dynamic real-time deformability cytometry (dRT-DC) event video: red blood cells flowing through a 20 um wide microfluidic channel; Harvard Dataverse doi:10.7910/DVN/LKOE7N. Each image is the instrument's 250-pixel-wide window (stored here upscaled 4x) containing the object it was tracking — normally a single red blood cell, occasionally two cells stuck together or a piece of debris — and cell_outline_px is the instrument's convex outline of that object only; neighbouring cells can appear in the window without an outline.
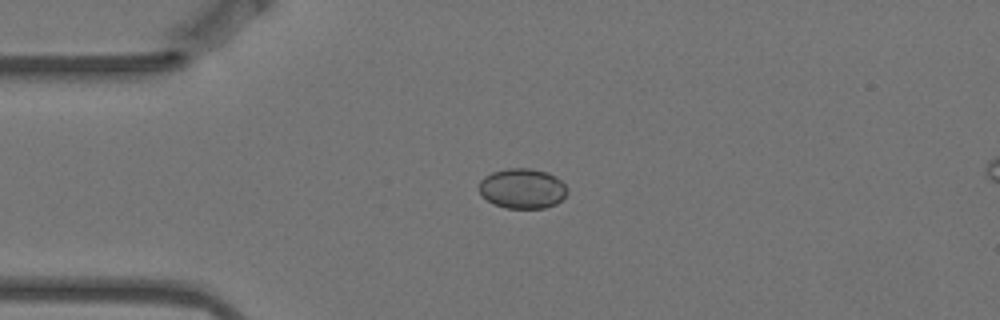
{"species": "Egyptian fruit bat (a non-hibernating species)", "species_latin": "Rousettus aegyptiacus", "temperature_condition": "warm", "stored_images_in_passage": 5, "camera_frame_rate_fps": 3000, "um_per_image_px": 0.085, "animal": {"sex": "female"}, "frame": {"image": 1, "passage_image": 3, "time_ms": 0.667, "image_size_px": [1000, 320], "cell_outline_px": [[568, 192], [556, 204], [544, 208], [504, 208], [488, 200], [480, 192], [480, 180], [484, 176], [492, 172], [508, 168], [528, 168], [548, 172], [556, 176], [568, 188]], "centroid_in_image_um": [44.43, 16.01], "position_along_channel_um": 40.6, "area_um2": 20.52}}